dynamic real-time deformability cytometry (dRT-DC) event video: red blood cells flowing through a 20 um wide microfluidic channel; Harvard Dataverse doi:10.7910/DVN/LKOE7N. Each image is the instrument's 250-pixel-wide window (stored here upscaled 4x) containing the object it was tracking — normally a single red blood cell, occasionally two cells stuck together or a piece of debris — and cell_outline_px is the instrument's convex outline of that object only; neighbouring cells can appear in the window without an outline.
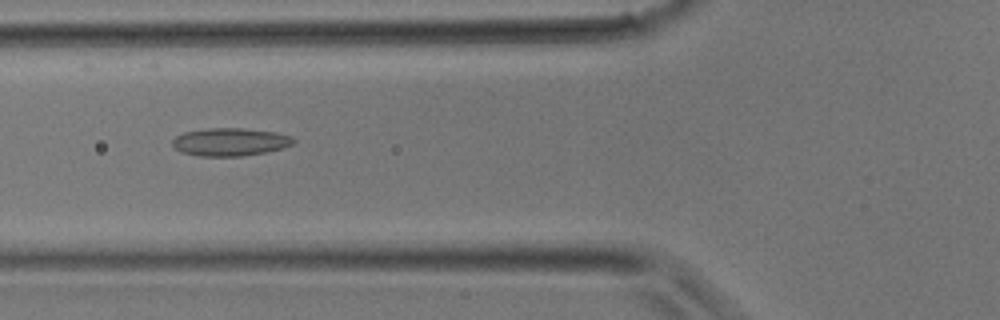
{"species": "common noctule bat (a hibernating species)", "species_latin": "Nyctalus noctula", "temperature_condition": "room temperature", "stored_images_in_passage": 28, "camera_frame_rate_fps": 3000, "um_per_image_px": 0.085, "animal": {"sex": "male", "body_mass_g": 17.9}, "frame": {"image": 1, "passage_image": 7, "time_ms": 2.0, "image_size_px": [1000, 320], "cell_outline_px": [[296, 140], [292, 144], [268, 152], [240, 156], [200, 156], [180, 152], [172, 144], [172, 140], [176, 136], [184, 132], [212, 128], [240, 128], [276, 132], [292, 136]], "centroid_in_image_um": [19.56, 12.06], "position_along_channel_um": 106.2, "area_um2": 19.59}}
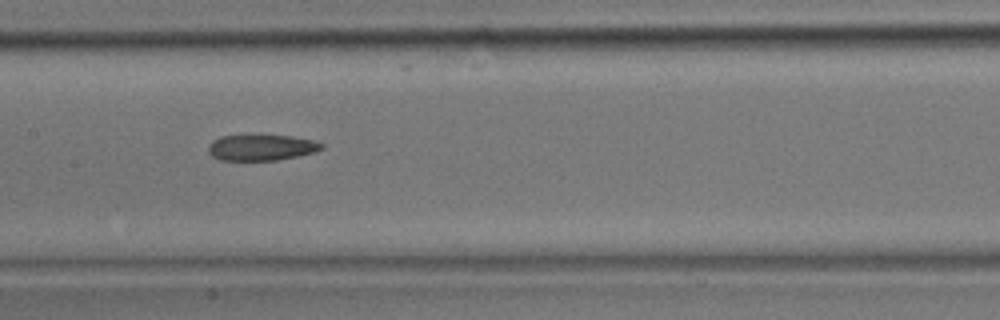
{"frame": {"image": 2, "passage_image": 11, "time_ms": 3.333, "image_size_px": [1000, 320], "cell_outline_px": [[324, 148], [316, 152], [276, 160], [220, 160], [212, 156], [208, 152], [208, 144], [212, 140], [220, 136], [292, 136], [316, 140], [324, 144]], "centroid_in_image_um": [22.23, 12.54], "position_along_channel_um": 185.2, "area_um2": 17.11}}
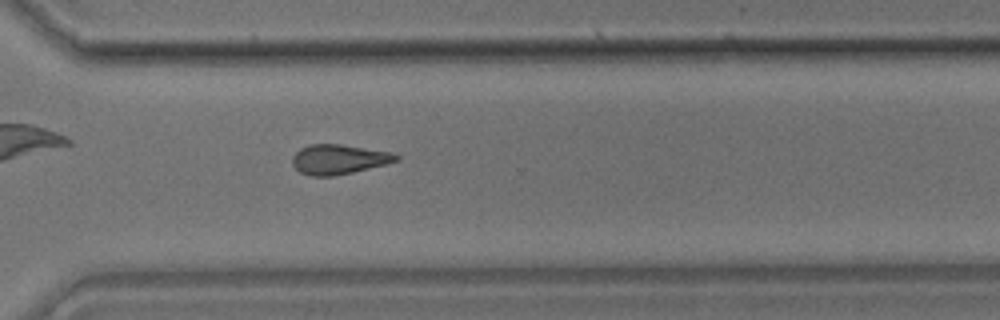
{"frame": {"image": 3, "passage_image": 19, "time_ms": 6.0, "image_size_px": [1000, 320], "cell_outline_px": [[400, 160], [388, 164], [352, 172], [332, 176], [308, 176], [300, 172], [292, 164], [292, 156], [300, 148], [308, 144], [340, 144], [392, 152], [400, 156]], "centroid_in_image_um": [28.8, 13.54], "position_along_channel_um": 341.8, "area_um2": 18.15}}